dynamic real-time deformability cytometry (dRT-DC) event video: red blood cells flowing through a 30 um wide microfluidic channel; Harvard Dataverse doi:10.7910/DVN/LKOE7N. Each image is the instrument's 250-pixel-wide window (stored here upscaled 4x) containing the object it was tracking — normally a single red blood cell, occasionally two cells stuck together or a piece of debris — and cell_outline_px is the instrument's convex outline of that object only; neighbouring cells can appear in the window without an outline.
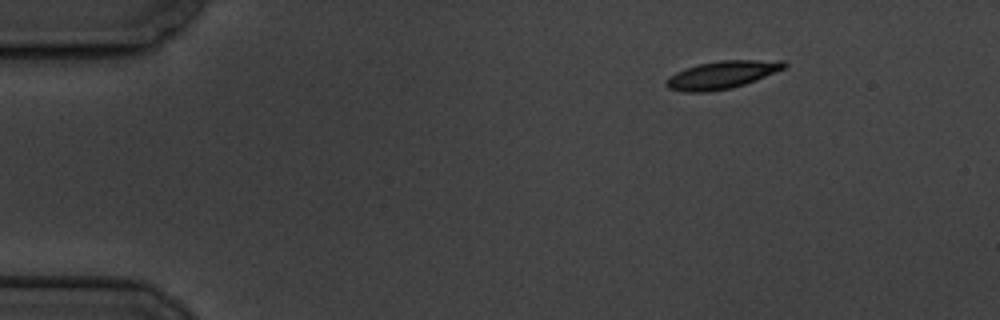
{"species": "common noctule bat (a hibernating species)", "species_latin": "Nyctalus noctula", "temperature_condition": "cold", "stored_images_in_passage": 51, "camera_frame_rate_fps": 3000, "um_per_image_px": 0.085, "animal": {"sex": "male", "body_mass_g": 19.5, "forearm_length_mm": 54.6}, "frame": {"image": 1, "passage_image": 1, "time_ms": 0.0, "image_size_px": [1000, 320], "cell_outline_px": [[788, 64], [784, 68], [756, 80], [744, 84], [728, 88], [708, 92], [684, 92], [668, 88], [664, 84], [676, 72], [684, 68], [700, 64], [720, 60], [784, 60]], "centroid_in_image_um": [61.37, 6.35], "position_along_channel_um": 23.6, "area_um2": 18.84}}
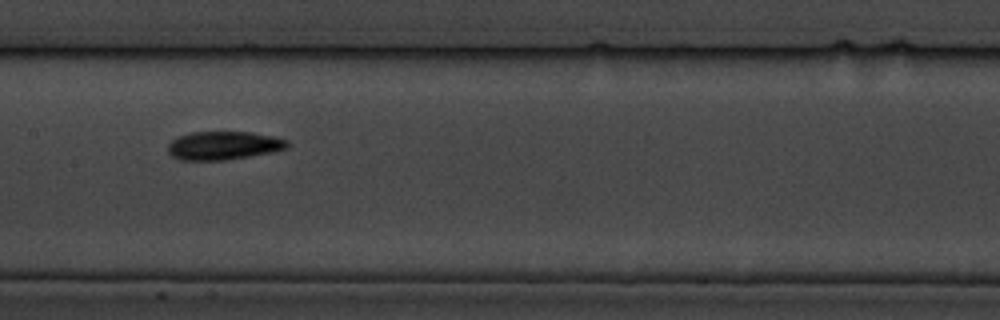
{"frame": {"image": 2, "passage_image": 22, "time_ms": 7.0, "image_size_px": [1000, 320], "cell_outline_px": [[288, 148], [272, 152], [224, 160], [180, 160], [172, 156], [168, 152], [168, 144], [172, 140], [180, 136], [192, 132], [252, 132], [276, 136], [288, 140]], "centroid_in_image_um": [19.02, 12.36], "position_along_channel_um": 188.4, "area_um2": 19.77}}
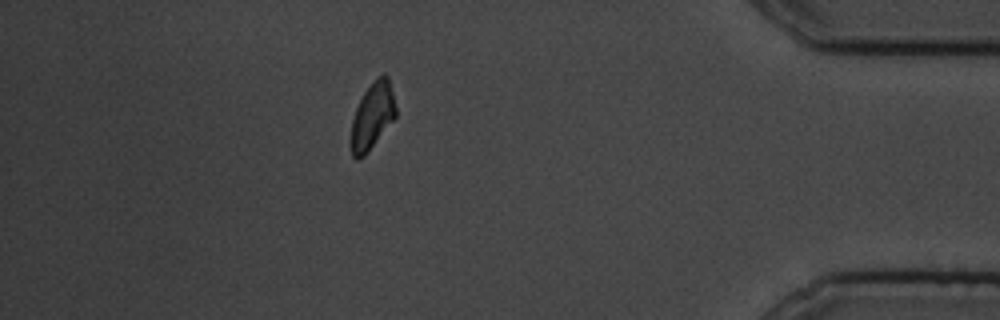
{"frame": {"image": 3, "passage_image": 44, "time_ms": 14.333, "image_size_px": [1000, 320], "cell_outline_px": [[396, 116], [368, 152], [364, 156], [356, 160], [352, 156], [348, 144], [348, 140], [352, 120], [356, 108], [364, 92], [376, 76], [384, 72], [388, 76], [396, 108]], "centroid_in_image_um": [31.6, 9.89], "position_along_channel_um": 403.6, "area_um2": 17.74}, "authors_computed_cell_mechanics": {"area_um2": 18.9006, "velocity_mm_per_s": 3.4837, "shape_relaxation_time_tau1_ms": 3.8292, "shape_relaxation_time_tau2_ms": 10.4235, "deformation_change_tau1": 0.1224, "deformation_change_tau2": 0.1197}}